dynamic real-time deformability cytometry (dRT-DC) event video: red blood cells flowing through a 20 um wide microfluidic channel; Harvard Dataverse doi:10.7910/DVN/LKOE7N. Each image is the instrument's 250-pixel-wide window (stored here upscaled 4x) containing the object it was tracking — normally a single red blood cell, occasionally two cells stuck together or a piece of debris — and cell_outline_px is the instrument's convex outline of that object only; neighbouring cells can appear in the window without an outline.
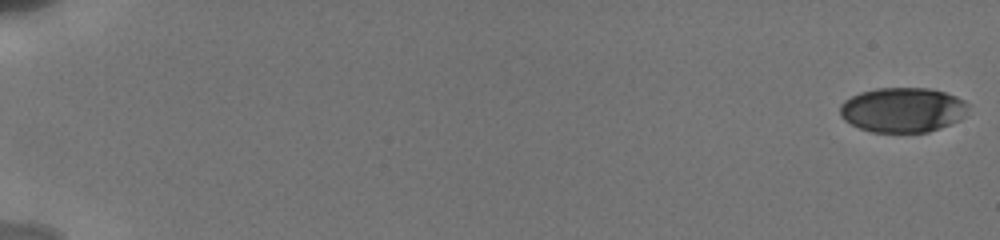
{"species": "human", "species_latin": "Homo sapiens", "temperature_condition": "cold", "stored_images_in_passage": 16, "camera_frame_rate_fps": 3000, "um_per_image_px": 0.085, "donor": {"sex": "male"}, "frame": {"image": 1, "passage_image": 1, "time_ms": 0.0, "image_size_px": [1000, 240], "cell_outline_px": [[968, 108], [964, 116], [960, 120], [940, 128], [928, 132], [872, 132], [860, 128], [844, 120], [840, 116], [840, 104], [844, 100], [860, 92], [876, 88], [928, 88], [944, 92], [956, 96], [964, 100], [968, 104]], "centroid_in_image_um": [76.73, 9.34], "position_along_channel_um": 8.3, "area_um2": 33.58}}
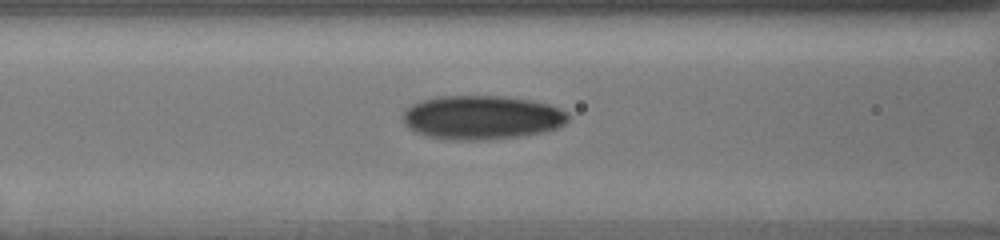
{"frame": {"image": 2, "passage_image": 14, "time_ms": 8.333, "image_size_px": [1000, 240], "cell_outline_px": [[568, 120], [564, 124], [556, 128], [544, 132], [520, 136], [488, 140], [448, 140], [428, 136], [416, 132], [408, 128], [404, 124], [404, 108], [412, 104], [424, 100], [440, 96], [504, 96], [532, 100], [548, 104], [560, 108], [568, 112]], "centroid_in_image_um": [40.96, 9.99], "position_along_channel_um": 125.6, "area_um2": 42.54}}
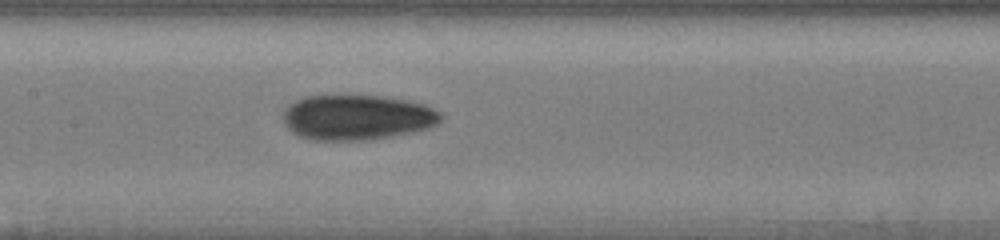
{"frame": {"image": 3, "passage_image": 16, "time_ms": 9.667, "image_size_px": [1000, 240], "cell_outline_px": [[444, 116], [436, 124], [428, 128], [412, 132], [372, 140], [308, 140], [292, 132], [284, 124], [284, 108], [296, 100], [304, 96], [380, 96], [408, 100], [424, 104], [440, 112]], "centroid_in_image_um": [30.34, 9.98], "position_along_channel_um": 177.1, "area_um2": 41.62}}